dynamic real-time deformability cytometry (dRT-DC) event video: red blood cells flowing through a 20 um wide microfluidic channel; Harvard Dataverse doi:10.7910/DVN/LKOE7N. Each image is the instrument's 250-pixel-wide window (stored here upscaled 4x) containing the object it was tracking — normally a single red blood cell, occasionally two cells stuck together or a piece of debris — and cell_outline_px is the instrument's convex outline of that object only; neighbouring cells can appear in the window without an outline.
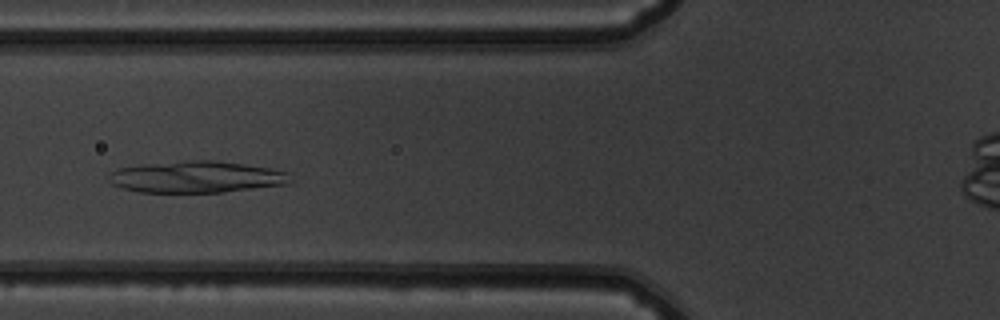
{"species": "common noctule bat (a hibernating species)", "species_latin": "Nyctalus noctula", "temperature_condition": "warm", "stored_images_in_passage": 38, "camera_frame_rate_fps": 3000, "um_per_image_px": 0.085, "animal": {"sex": "male", "body_mass_g": 19.5, "forearm_length_mm": 54.6}, "frame": {"image": 1, "passage_image": 5, "time_ms": 1.333, "image_size_px": [1000, 320], "cell_outline_px": [[292, 180], [288, 184], [224, 192], [140, 192], [124, 188], [112, 184], [108, 180], [112, 172], [120, 168], [140, 164], [184, 160], [216, 160], [244, 164], [268, 168], [288, 172]], "centroid_in_image_um": [16.72, 15.03], "position_along_channel_um": 109.1, "area_um2": 33.47}}
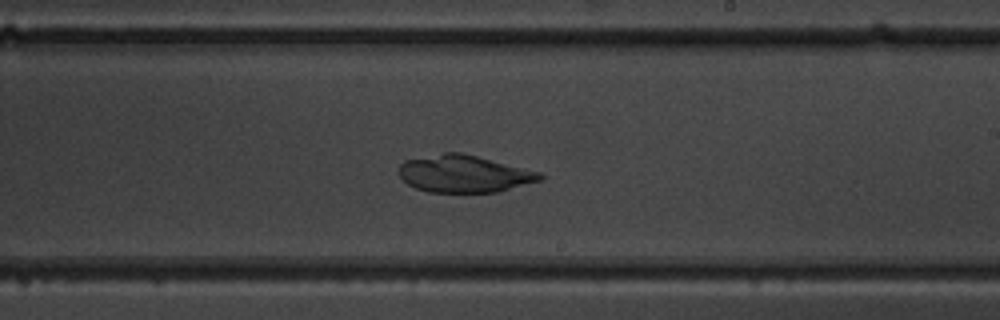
{"frame": {"image": 2, "passage_image": 16, "time_ms": 5.0, "image_size_px": [1000, 320], "cell_outline_px": [[544, 180], [496, 192], [428, 192], [416, 188], [408, 184], [400, 176], [400, 164], [404, 160], [444, 152], [460, 152], [540, 172], [544, 176]], "centroid_in_image_um": [39.45, 14.77], "position_along_channel_um": 249.5, "area_um2": 30.46}}
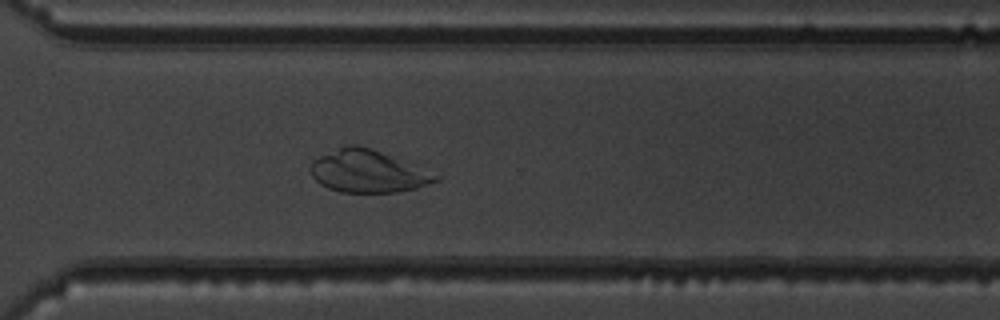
{"frame": {"image": 3, "passage_image": 23, "time_ms": 7.333, "image_size_px": [1000, 320], "cell_outline_px": [[440, 180], [416, 188], [396, 192], [340, 192], [328, 188], [320, 184], [312, 176], [312, 160], [320, 156], [348, 144], [356, 144], [372, 148], [420, 164], [440, 176]], "centroid_in_image_um": [31.36, 14.54], "position_along_channel_um": 339.2, "area_um2": 31.33}}